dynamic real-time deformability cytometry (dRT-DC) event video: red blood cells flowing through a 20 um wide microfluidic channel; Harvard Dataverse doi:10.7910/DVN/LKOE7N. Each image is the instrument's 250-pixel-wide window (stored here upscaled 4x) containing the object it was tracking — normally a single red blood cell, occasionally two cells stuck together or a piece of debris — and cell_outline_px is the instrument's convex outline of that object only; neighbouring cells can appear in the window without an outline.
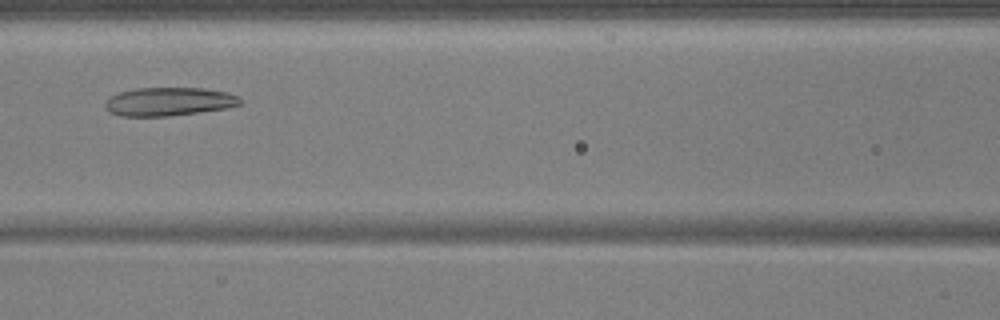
{"species": "common noctule bat (a hibernating species)", "species_latin": "Nyctalus noctula", "temperature_condition": "warm", "stored_images_in_passage": 35, "camera_frame_rate_fps": 3000, "um_per_image_px": 0.085, "animal": {"sex": "male", "body_mass_g": 17.9, "forearm_length_mm": 54.2}, "frame": {"image": 1, "passage_image": 12, "time_ms": 3.667, "image_size_px": [1000, 320], "cell_outline_px": [[244, 100], [240, 104], [228, 108], [168, 116], [120, 116], [112, 112], [104, 104], [104, 100], [108, 96], [120, 92], [136, 88], [204, 88], [228, 92], [240, 96]], "centroid_in_image_um": [14.39, 8.62], "position_along_channel_um": 152.2, "area_um2": 22.54}}
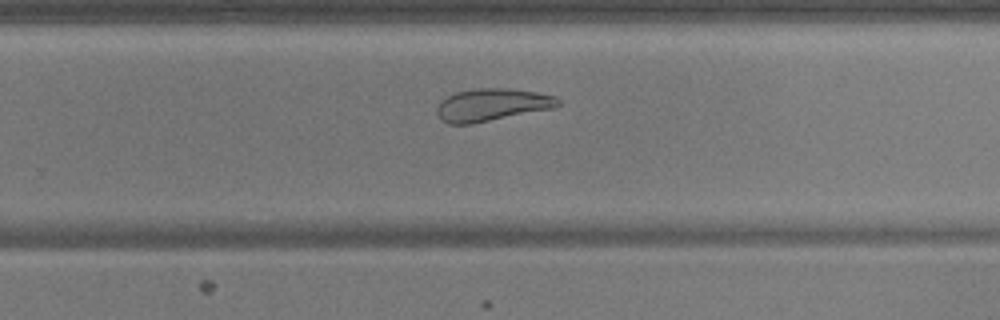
{"frame": {"image": 2, "passage_image": 23, "time_ms": 7.333, "image_size_px": [1000, 320], "cell_outline_px": [[560, 104], [552, 108], [472, 124], [448, 124], [440, 120], [436, 112], [436, 108], [448, 96], [456, 92], [472, 88], [508, 88], [536, 92], [556, 96], [560, 100]], "centroid_in_image_um": [41.79, 8.91], "position_along_channel_um": 288.0, "area_um2": 22.89}}
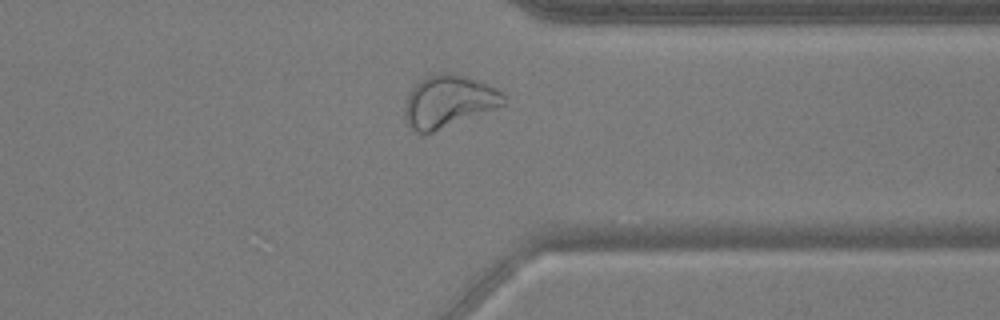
{"frame": {"image": 3, "passage_image": 30, "time_ms": 9.667, "image_size_px": [1000, 320], "cell_outline_px": [[508, 96], [504, 104], [424, 136], [416, 132], [408, 124], [404, 112], [404, 108], [408, 96], [412, 88], [420, 80], [428, 76], [444, 72], [448, 72], [468, 76], [480, 80], [496, 88]], "centroid_in_image_um": [38.14, 8.61], "position_along_channel_um": 373.3, "area_um2": 30.06}}